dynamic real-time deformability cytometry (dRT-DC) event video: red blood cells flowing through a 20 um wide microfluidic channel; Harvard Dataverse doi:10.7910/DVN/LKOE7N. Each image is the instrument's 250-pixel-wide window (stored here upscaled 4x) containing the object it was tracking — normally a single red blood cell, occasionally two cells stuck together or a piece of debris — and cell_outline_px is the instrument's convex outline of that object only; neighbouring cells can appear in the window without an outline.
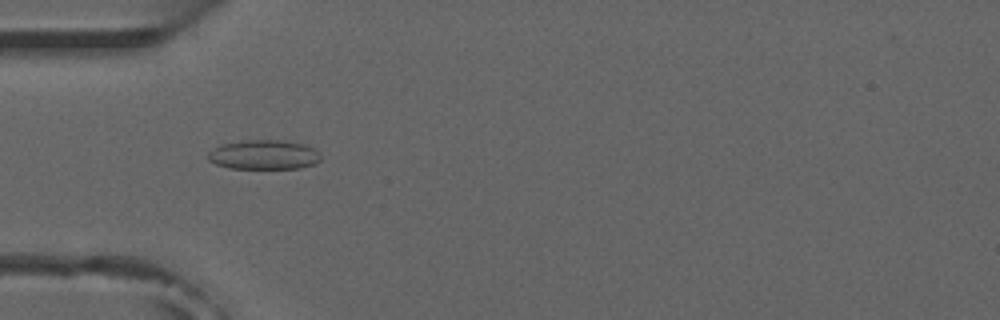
{"species": "common noctule bat (a hibernating species)", "species_latin": "Nyctalus noctula", "temperature_condition": "room temperature", "stored_images_in_passage": 52, "camera_frame_rate_fps": 3000, "um_per_image_px": 0.085, "animal": {"sex": "male", "forearm_length_mm": 52.5}, "frame": {"image": 1, "passage_image": 16, "time_ms": 5.0, "image_size_px": [1000, 320], "cell_outline_px": [[320, 160], [316, 164], [300, 168], [228, 168], [216, 164], [208, 160], [208, 152], [212, 148], [220, 144], [244, 140], [284, 140], [304, 144], [320, 152]], "centroid_in_image_um": [22.42, 13.14], "position_along_channel_um": 62.6, "area_um2": 19.54}}
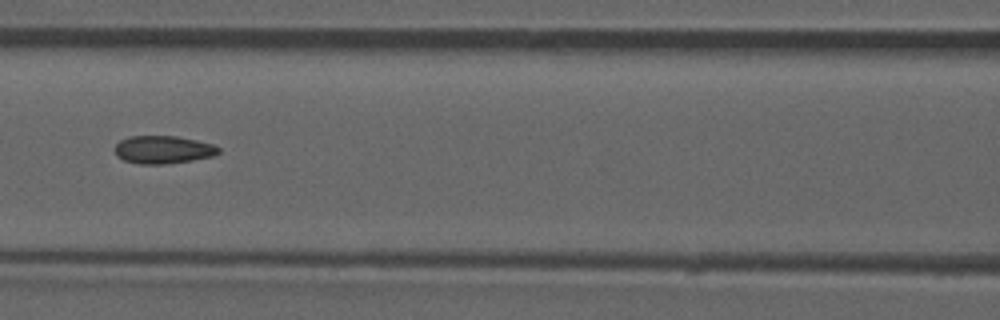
{"frame": {"image": 2, "passage_image": 23, "time_ms": 7.333, "image_size_px": [1000, 320], "cell_outline_px": [[220, 152], [212, 156], [192, 160], [164, 164], [140, 164], [124, 160], [116, 156], [116, 144], [120, 140], [128, 136], [176, 136], [196, 140], [212, 144], [220, 148]], "centroid_in_image_um": [13.85, 12.72], "position_along_channel_um": 152.7, "area_um2": 16.76}, "authors_computed_cell_mechanics": {"area_um2": 16.8487, "velocity_mm_per_s": 3.9097, "shape_relaxation_time_tau1_ms": null, "shape_relaxation_time_tau2_ms": 2.4168, "deformation_change_tau1": null, "deformation_change_tau2": 0.078}}